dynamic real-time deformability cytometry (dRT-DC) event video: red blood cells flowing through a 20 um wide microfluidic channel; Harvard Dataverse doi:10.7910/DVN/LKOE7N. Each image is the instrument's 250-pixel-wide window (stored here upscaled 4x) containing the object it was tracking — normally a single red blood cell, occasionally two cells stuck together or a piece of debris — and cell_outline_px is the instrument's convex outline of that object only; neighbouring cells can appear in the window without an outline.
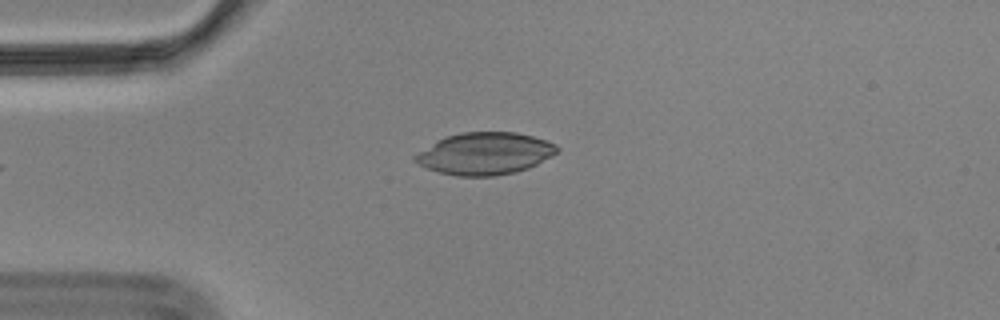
{"species": "Egyptian fruit bat (a non-hibernating species)", "species_latin": "Rousettus aegyptiacus", "temperature_condition": "cold", "stored_images_in_passage": 39, "camera_frame_rate_fps": 3000, "um_per_image_px": 0.085, "animal": {"sex": "male"}, "frame": {"image": 1, "passage_image": 1, "time_ms": 0.0, "image_size_px": [1000, 320], "cell_outline_px": [[560, 148], [552, 156], [528, 168], [516, 172], [496, 176], [456, 176], [440, 172], [428, 168], [412, 160], [412, 156], [436, 140], [460, 132], [516, 132], [532, 136], [556, 144]], "centroid_in_image_um": [41.2, 13.05], "position_along_channel_um": 43.8, "area_um2": 34.8}}
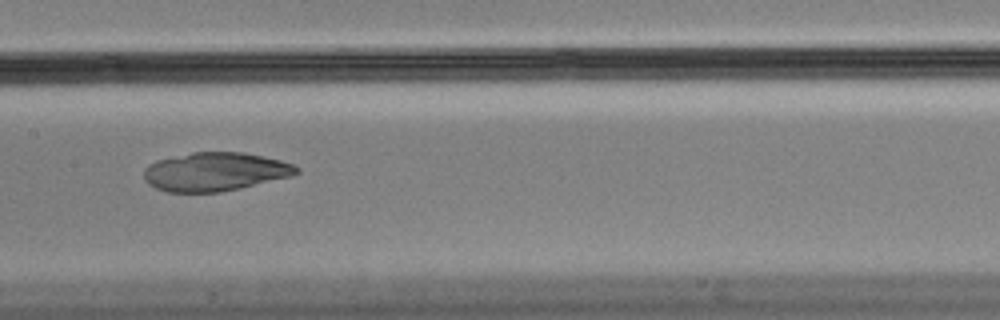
{"frame": {"image": 2, "passage_image": 15, "time_ms": 4.667, "image_size_px": [1000, 320], "cell_outline_px": [[300, 172], [292, 176], [240, 188], [220, 192], [168, 192], [156, 188], [148, 184], [144, 180], [144, 168], [148, 164], [156, 160], [192, 152], [244, 152], [280, 160], [292, 164], [300, 168]], "centroid_in_image_um": [18.27, 14.59], "position_along_channel_um": 189.1, "area_um2": 34.45}}
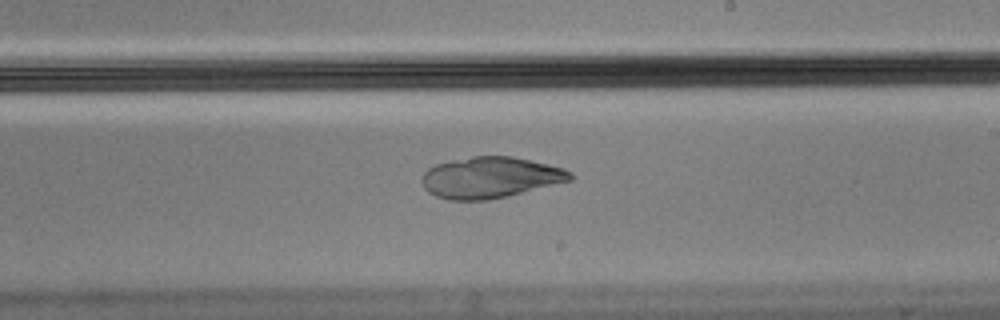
{"frame": {"image": 3, "passage_image": 20, "time_ms": 6.333, "image_size_px": [1000, 320], "cell_outline_px": [[572, 180], [508, 196], [488, 200], [448, 200], [436, 196], [428, 192], [424, 188], [424, 172], [428, 168], [436, 164], [452, 160], [472, 156], [512, 156], [548, 164], [564, 168], [572, 172]], "centroid_in_image_um": [41.69, 15.09], "position_along_channel_um": 247.3, "area_um2": 35.43}}